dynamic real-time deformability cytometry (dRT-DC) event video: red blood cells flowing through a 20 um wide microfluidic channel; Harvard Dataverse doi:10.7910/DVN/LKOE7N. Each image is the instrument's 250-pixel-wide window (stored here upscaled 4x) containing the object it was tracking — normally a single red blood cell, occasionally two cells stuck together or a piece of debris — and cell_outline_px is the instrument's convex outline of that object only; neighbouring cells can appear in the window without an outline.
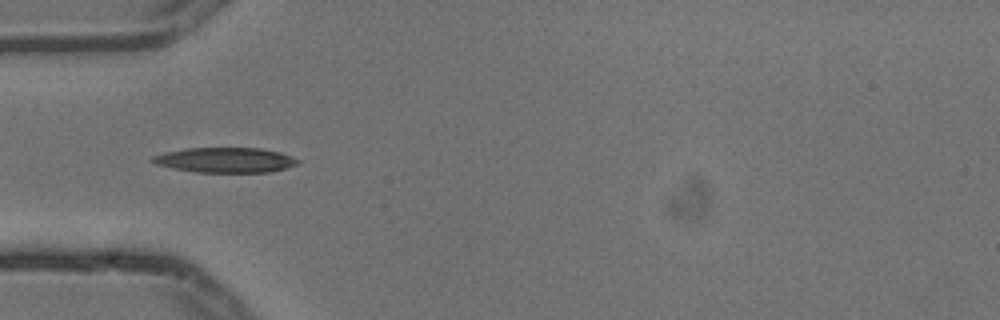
{"species": "common noctule bat (a hibernating species)", "species_latin": "Nyctalus noctula", "temperature_condition": "cold", "stored_images_in_passage": 7, "camera_frame_rate_fps": 3000, "um_per_image_px": 0.085, "animal": {"sex": "male", "body_mass_g": 13.3}, "frame": {"image": 1, "passage_image": 5, "time_ms": 1.333, "image_size_px": [1000, 320], "cell_outline_px": [[300, 164], [268, 172], [196, 172], [172, 168], [156, 164], [148, 160], [152, 156], [164, 152], [184, 148], [260, 148], [280, 152], [300, 160]], "centroid_in_image_um": [19.11, 13.6], "position_along_channel_um": 65.9, "area_um2": 21.27}}
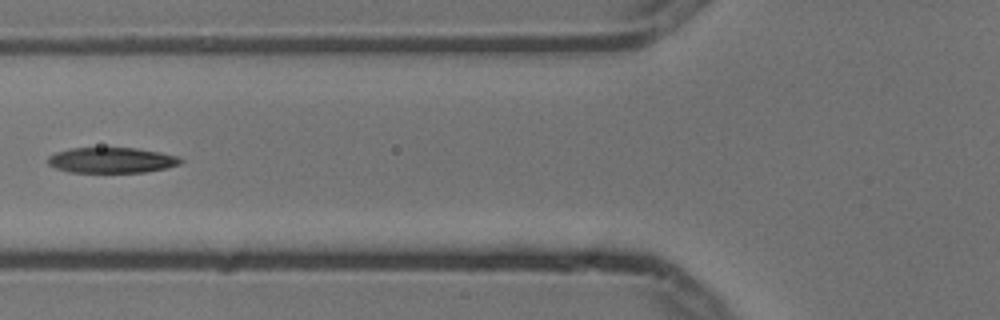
{"frame": {"image": 2, "passage_image": 6, "time_ms": 1.667, "image_size_px": [1000, 320], "cell_outline_px": [[184, 160], [180, 164], [164, 168], [144, 172], [68, 172], [56, 168], [48, 164], [48, 156], [56, 152], [72, 148], [136, 148], [160, 152], [176, 156]], "centroid_in_image_um": [9.47, 13.61], "position_along_channel_um": 116.3, "area_um2": 19.59}}
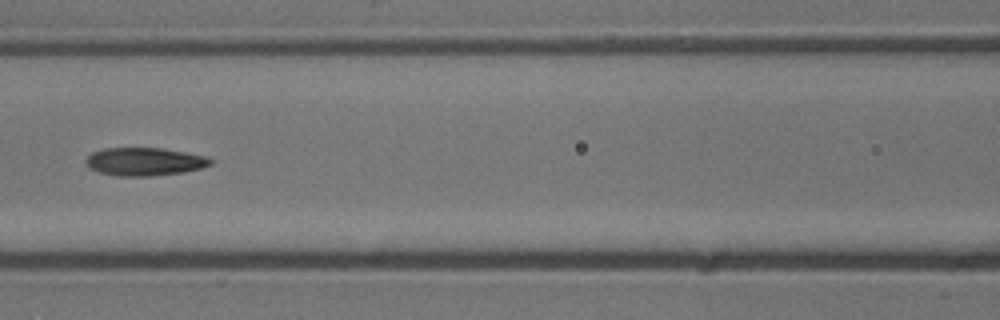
{"frame": {"image": 3, "passage_image": 7, "time_ms": 2.0, "image_size_px": [1000, 320], "cell_outline_px": [[216, 160], [212, 164], [200, 168], [184, 172], [152, 176], [116, 176], [100, 172], [88, 168], [84, 164], [84, 160], [92, 152], [104, 148], [160, 148], [208, 156]], "centroid_in_image_um": [12.28, 13.74], "position_along_channel_um": 154.3, "area_um2": 20.63}}